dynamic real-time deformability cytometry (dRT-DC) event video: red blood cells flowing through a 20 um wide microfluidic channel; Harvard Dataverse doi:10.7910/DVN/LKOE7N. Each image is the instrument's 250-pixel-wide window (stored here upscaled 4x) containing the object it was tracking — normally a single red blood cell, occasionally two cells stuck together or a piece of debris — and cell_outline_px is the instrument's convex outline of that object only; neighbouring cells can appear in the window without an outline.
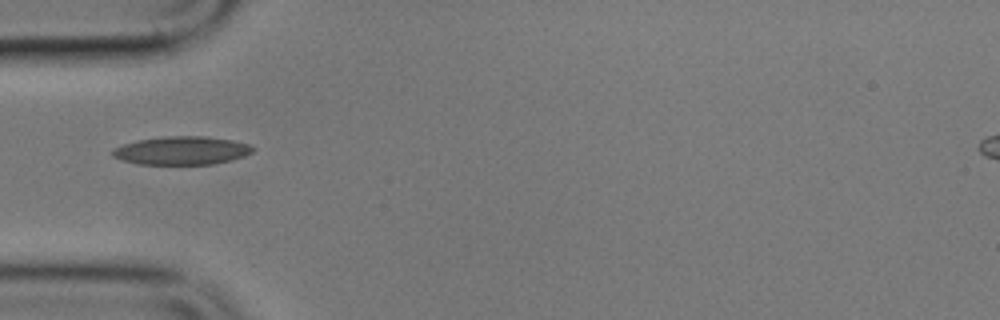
{"species": "common noctule bat (a hibernating species)", "species_latin": "Nyctalus noctula", "temperature_condition": "cold", "stored_images_in_passage": 4, "camera_frame_rate_fps": 3000, "um_per_image_px": 0.085, "animal": {"sex": "male", "body_mass_g": 17.9}, "frame": {"image": 1, "passage_image": 1, "time_ms": 0.0, "image_size_px": [1000, 320], "cell_outline_px": [[256, 148], [252, 152], [244, 156], [212, 164], [140, 164], [124, 160], [112, 156], [112, 148], [136, 140], [164, 136], [204, 136], [232, 140], [248, 144]], "centroid_in_image_um": [15.43, 12.78], "position_along_channel_um": 69.6, "area_um2": 23.0}}
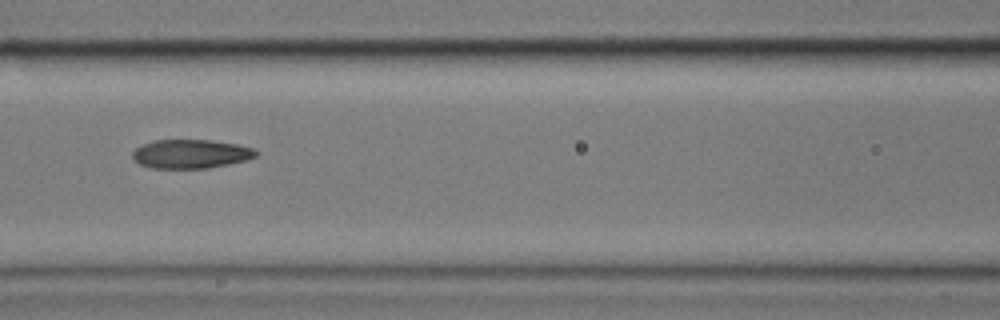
{"frame": {"image": 2, "passage_image": 3, "time_ms": 2.333, "image_size_px": [1000, 320], "cell_outline_px": [[260, 152], [256, 156], [244, 160], [228, 164], [208, 168], [152, 168], [140, 164], [132, 156], [132, 152], [136, 148], [144, 144], [156, 140], [208, 140], [236, 144], [252, 148]], "centroid_in_image_um": [16.22, 13.08], "position_along_channel_um": 150.4, "area_um2": 20.52}}
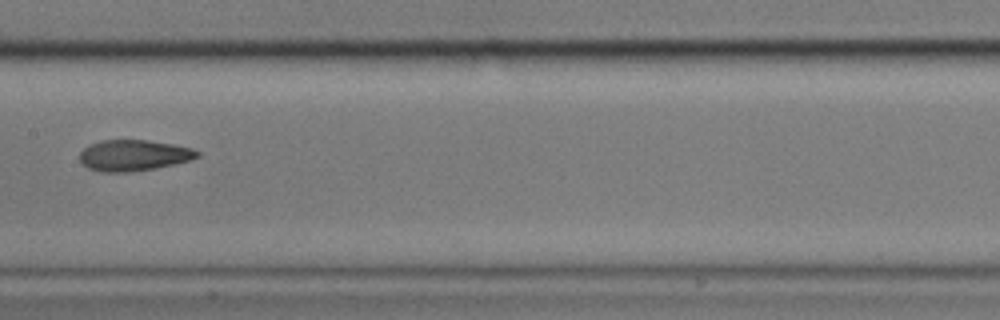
{"frame": {"image": 3, "passage_image": 4, "time_ms": 3.667, "image_size_px": [1000, 320], "cell_outline_px": [[200, 156], [192, 160], [152, 168], [124, 172], [104, 172], [88, 168], [80, 160], [80, 152], [88, 144], [104, 140], [148, 140], [172, 144], [192, 148], [200, 152]], "centroid_in_image_um": [11.36, 13.19], "position_along_channel_um": 196.0, "area_um2": 21.04}}